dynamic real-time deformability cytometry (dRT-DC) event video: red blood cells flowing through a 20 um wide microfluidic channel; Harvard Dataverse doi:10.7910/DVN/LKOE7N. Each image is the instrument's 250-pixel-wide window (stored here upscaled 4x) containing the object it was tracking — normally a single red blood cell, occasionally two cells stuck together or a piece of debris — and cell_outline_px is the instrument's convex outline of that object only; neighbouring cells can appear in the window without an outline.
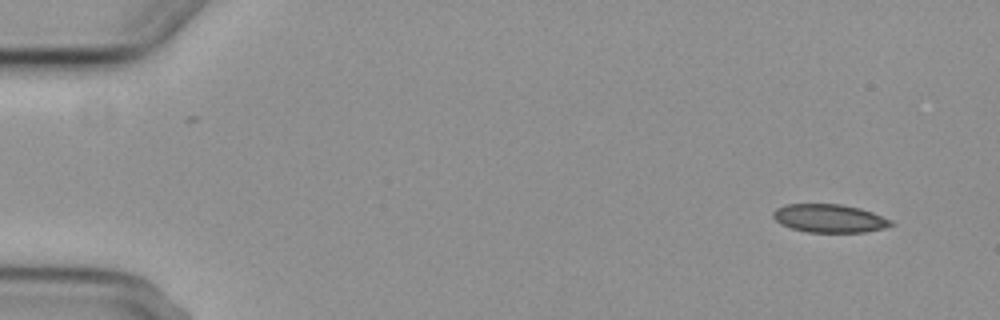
{"species": "common noctule bat (a hibernating species)", "species_latin": "Nyctalus noctula", "temperature_condition": "cold", "stored_images_in_passage": 5, "camera_frame_rate_fps": 3000, "um_per_image_px": 0.085, "animal": {"sex": "female", "body_mass_g": 29.2, "forearm_length_mm": 56.3}, "frame": {"image": 1, "passage_image": 1, "time_ms": 0.0, "image_size_px": [1000, 320], "cell_outline_px": [[896, 224], [884, 228], [864, 232], [808, 232], [792, 228], [780, 224], [772, 216], [772, 212], [776, 208], [788, 204], [840, 204], [860, 208], [872, 212], [892, 220]], "centroid_in_image_um": [70.51, 18.56], "position_along_channel_um": 14.5, "area_um2": 19.42}}
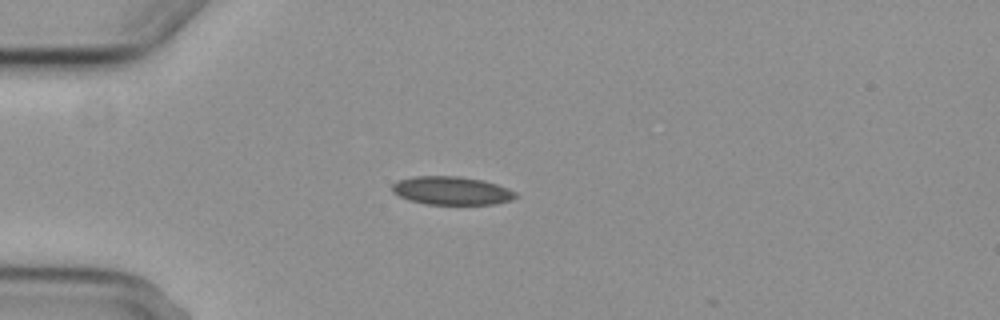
{"frame": {"image": 2, "passage_image": 4, "time_ms": 3.667, "image_size_px": [1000, 320], "cell_outline_px": [[520, 196], [512, 200], [496, 204], [424, 204], [408, 200], [392, 192], [392, 184], [400, 180], [412, 176], [460, 176], [484, 180], [508, 188], [516, 192]], "centroid_in_image_um": [38.42, 16.21], "position_along_channel_um": 46.6, "area_um2": 20.58}}